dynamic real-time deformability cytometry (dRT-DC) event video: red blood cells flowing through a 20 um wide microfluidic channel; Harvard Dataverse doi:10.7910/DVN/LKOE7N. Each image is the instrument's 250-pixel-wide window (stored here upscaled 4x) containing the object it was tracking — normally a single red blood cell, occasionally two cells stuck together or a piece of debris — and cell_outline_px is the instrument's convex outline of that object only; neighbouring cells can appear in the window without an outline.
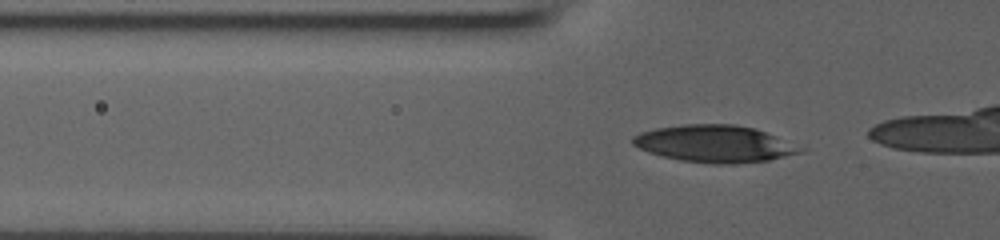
{"species": "human", "species_latin": "Homo sapiens", "temperature_condition": "room temperature", "stored_images_in_passage": 30, "camera_frame_rate_fps": 3000, "um_per_image_px": 0.085, "donor": {"sex": "male"}, "frame": {"image": 1, "passage_image": 6, "time_ms": 1.667, "image_size_px": [1000, 240], "cell_outline_px": [[808, 148], [804, 152], [768, 160], [732, 164], [712, 164], [680, 160], [648, 152], [632, 144], [632, 136], [640, 132], [656, 128], [684, 124], [736, 124], [756, 128]], "centroid_in_image_um": [60.8, 12.21], "position_along_channel_um": 65.0, "area_um2": 36.47}}
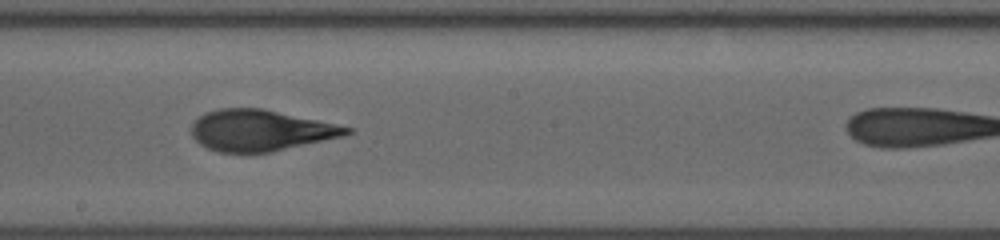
{"frame": {"image": 2, "passage_image": 18, "time_ms": 5.667, "image_size_px": [1000, 240], "cell_outline_px": [[352, 132], [344, 136], [272, 152], [220, 152], [208, 148], [200, 144], [192, 136], [192, 124], [204, 112], [220, 108], [264, 108], [352, 128]], "centroid_in_image_um": [22.12, 11.08], "position_along_channel_um": 226.1, "area_um2": 36.99}}
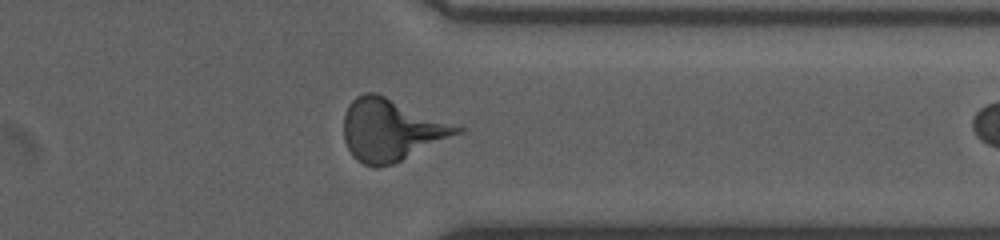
{"frame": {"image": 3, "passage_image": 29, "time_ms": 9.333, "image_size_px": [1000, 240], "cell_outline_px": [[464, 132], [392, 164], [376, 168], [372, 168], [356, 160], [352, 156], [344, 140], [344, 116], [348, 104], [356, 96], [364, 92], [376, 92], [464, 128]], "centroid_in_image_um": [33.22, 11.04], "position_along_channel_um": 378.2, "area_um2": 40.81}}